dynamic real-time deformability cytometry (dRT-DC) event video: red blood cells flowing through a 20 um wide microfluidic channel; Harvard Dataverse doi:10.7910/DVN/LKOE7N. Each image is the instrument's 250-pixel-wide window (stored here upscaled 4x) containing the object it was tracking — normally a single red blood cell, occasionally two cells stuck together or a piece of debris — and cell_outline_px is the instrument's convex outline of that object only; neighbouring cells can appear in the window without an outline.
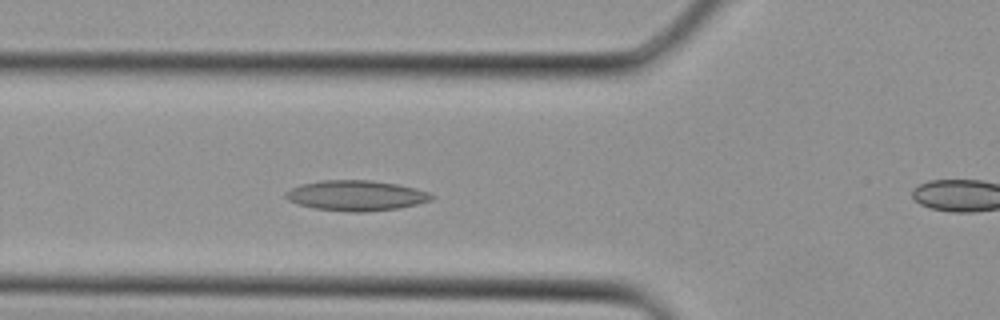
{"species": "Egyptian fruit bat (a non-hibernating species)", "species_latin": "Rousettus aegyptiacus", "temperature_condition": "cold", "stored_images_in_passage": 29, "camera_frame_rate_fps": 3000, "um_per_image_px": 0.085, "animal": {"sex": "female"}, "frame": {"image": 1, "passage_image": 9, "time_ms": 2.667, "image_size_px": [1000, 320], "cell_outline_px": [[432, 200], [400, 208], [364, 212], [348, 212], [316, 208], [300, 204], [288, 200], [284, 196], [284, 192], [300, 184], [320, 180], [372, 180], [396, 184], [416, 188], [428, 192], [432, 196]], "centroid_in_image_um": [30.25, 16.61], "position_along_channel_um": 95.5, "area_um2": 25.72}}
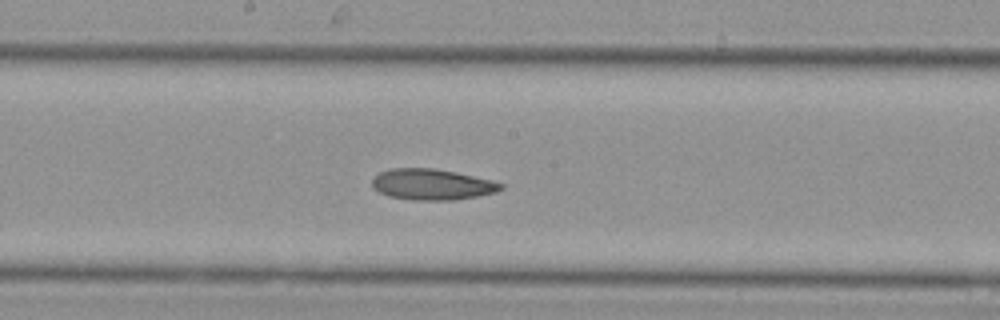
{"frame": {"image": 2, "passage_image": 15, "time_ms": 4.667, "image_size_px": [1000, 320], "cell_outline_px": [[504, 188], [496, 192], [476, 196], [452, 200], [412, 200], [388, 196], [372, 188], [372, 180], [380, 172], [388, 168], [436, 168], [456, 172], [492, 180], [504, 184]], "centroid_in_image_um": [36.71, 15.67], "position_along_channel_um": 211.5, "area_um2": 23.29}}
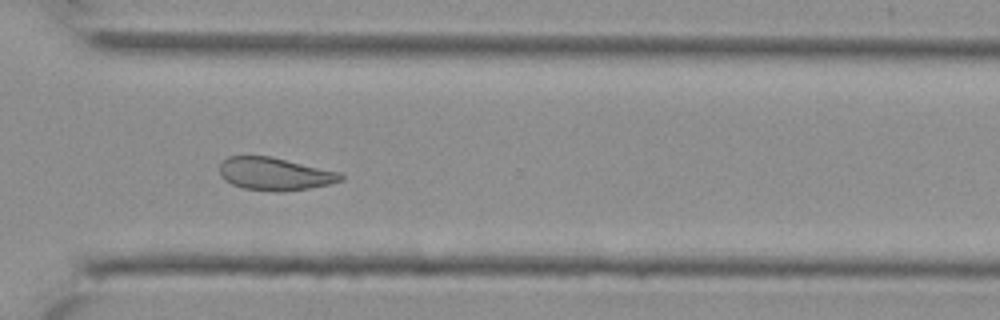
{"frame": {"image": 3, "passage_image": 22, "time_ms": 7.0, "image_size_px": [1000, 320], "cell_outline_px": [[344, 180], [328, 184], [308, 188], [276, 192], [272, 192], [244, 188], [232, 184], [224, 180], [220, 172], [220, 164], [228, 156], [272, 156], [340, 172], [344, 176]], "centroid_in_image_um": [23.36, 14.77], "position_along_channel_um": 347.2, "area_um2": 23.12}}